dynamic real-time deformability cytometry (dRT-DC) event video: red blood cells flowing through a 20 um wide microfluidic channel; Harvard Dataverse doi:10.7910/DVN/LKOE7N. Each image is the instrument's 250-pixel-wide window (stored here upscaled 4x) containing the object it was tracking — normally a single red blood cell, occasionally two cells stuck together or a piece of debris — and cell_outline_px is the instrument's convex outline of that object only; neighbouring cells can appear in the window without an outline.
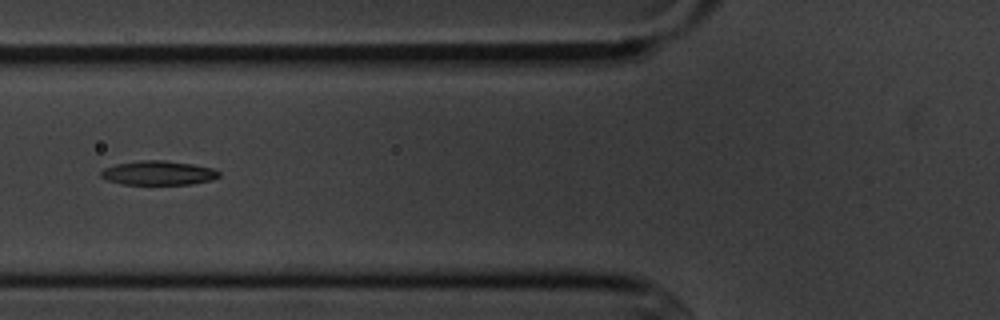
{"species": "common noctule bat (a hibernating species)", "species_latin": "Nyctalus noctula", "temperature_condition": "cold", "stored_images_in_passage": 10, "camera_frame_rate_fps": 3000, "um_per_image_px": 0.085, "animal": {"sex": "male", "body_mass_g": 20.1, "forearm_length_mm": 53.5}, "frame": {"image": 1, "passage_image": 7, "time_ms": 7.0, "image_size_px": [1000, 320], "cell_outline_px": [[220, 176], [212, 180], [192, 184], [120, 184], [108, 180], [100, 176], [100, 172], [104, 168], [116, 164], [140, 160], [164, 160], [192, 164], [212, 168], [220, 172]], "centroid_in_image_um": [13.46, 14.7], "position_along_channel_um": 112.3, "area_um2": 16.65}}
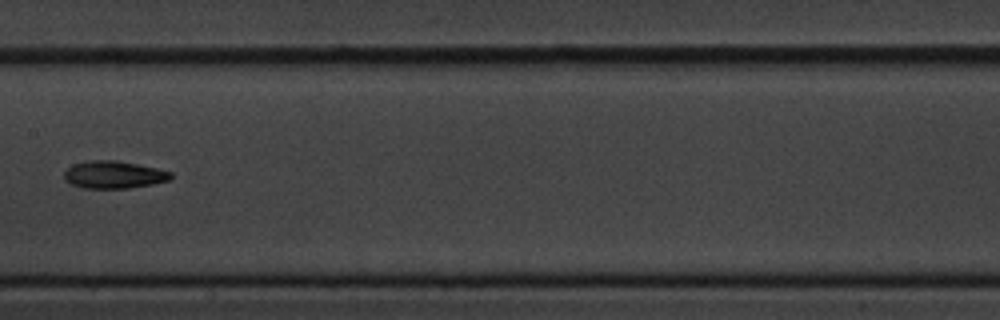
{"frame": {"image": 2, "passage_image": 9, "time_ms": 9.333, "image_size_px": [1000, 320], "cell_outline_px": [[172, 176], [168, 180], [152, 184], [128, 188], [80, 188], [64, 180], [64, 172], [72, 164], [88, 160], [116, 160], [156, 168], [172, 172]], "centroid_in_image_um": [9.63, 14.85], "position_along_channel_um": 197.8, "area_um2": 17.05}}
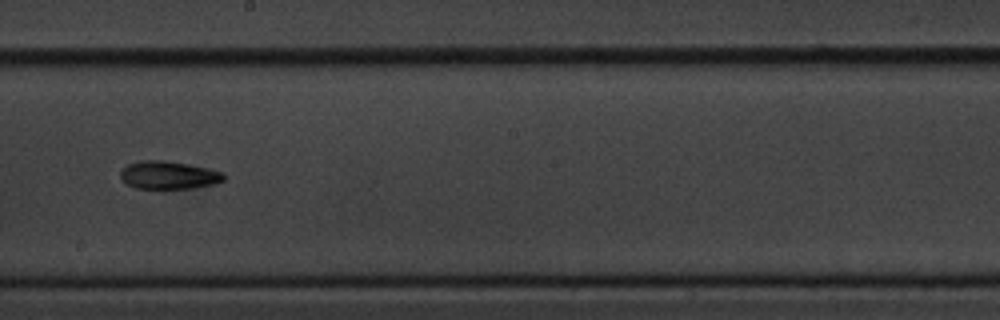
{"frame": {"image": 3, "passage_image": 10, "time_ms": 10.333, "image_size_px": [1000, 320], "cell_outline_px": [[224, 180], [216, 184], [192, 188], [164, 192], [136, 188], [128, 184], [120, 176], [120, 172], [128, 164], [140, 160], [164, 160], [208, 168], [224, 172]], "centroid_in_image_um": [14.34, 14.93], "position_along_channel_um": 233.9, "area_um2": 17.51}}